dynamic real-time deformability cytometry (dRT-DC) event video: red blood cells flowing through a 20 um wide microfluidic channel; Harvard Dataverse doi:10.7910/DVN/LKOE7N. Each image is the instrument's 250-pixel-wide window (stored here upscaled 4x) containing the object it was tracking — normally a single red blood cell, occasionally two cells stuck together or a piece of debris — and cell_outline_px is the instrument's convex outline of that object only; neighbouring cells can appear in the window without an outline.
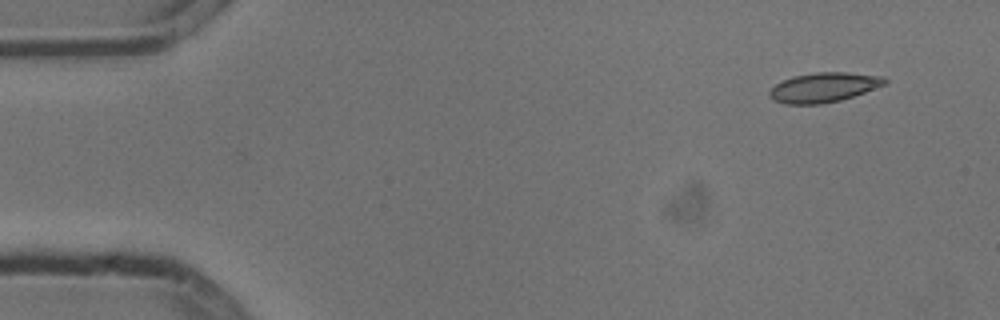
{"species": "common noctule bat (a hibernating species)", "species_latin": "Nyctalus noctula", "temperature_condition": "cold", "stored_images_in_passage": 4, "camera_frame_rate_fps": 3000, "um_per_image_px": 0.085, "animal": {"sex": "male", "body_mass_g": 13.3}, "frame": {"image": 1, "passage_image": 1, "time_ms": 0.0, "image_size_px": [1000, 320], "cell_outline_px": [[888, 84], [840, 100], [820, 104], [784, 104], [772, 100], [768, 96], [768, 92], [776, 84], [792, 76], [816, 72], [848, 72], [884, 76], [888, 80]], "centroid_in_image_um": [70.03, 7.42], "position_along_channel_um": 15.0, "area_um2": 20.06}}
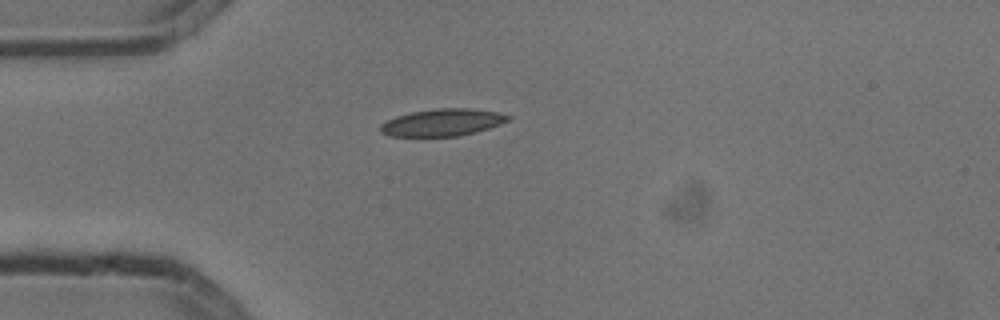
{"frame": {"image": 2, "passage_image": 4, "time_ms": 1.0, "image_size_px": [1000, 320], "cell_outline_px": [[512, 116], [508, 120], [500, 124], [476, 132], [460, 136], [388, 136], [380, 132], [380, 124], [396, 116], [412, 112], [436, 108], [472, 108], [496, 112]], "centroid_in_image_um": [37.59, 10.41], "position_along_channel_um": 47.4, "area_um2": 20.17}}